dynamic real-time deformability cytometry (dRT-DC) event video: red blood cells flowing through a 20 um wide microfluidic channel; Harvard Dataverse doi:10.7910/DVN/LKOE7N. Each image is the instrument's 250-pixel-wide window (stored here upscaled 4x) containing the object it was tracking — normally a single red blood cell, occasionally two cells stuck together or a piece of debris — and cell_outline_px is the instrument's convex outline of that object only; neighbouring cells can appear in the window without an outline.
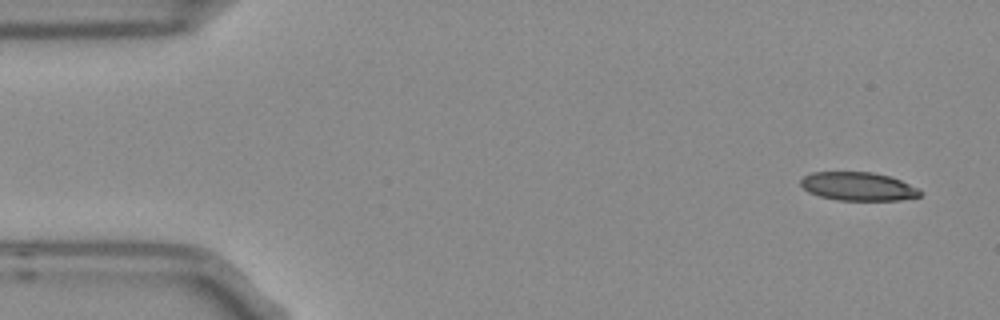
{"species": "Egyptian fruit bat (a non-hibernating species)", "species_latin": "Rousettus aegyptiacus", "temperature_condition": "room temperature", "stored_images_in_passage": 5, "camera_frame_rate_fps": 3000, "um_per_image_px": 0.085, "frame": {"image": 1, "passage_image": 1, "time_ms": 0.0, "image_size_px": [1000, 320], "cell_outline_px": [[924, 192], [920, 196], [900, 200], [836, 200], [820, 196], [808, 192], [800, 184], [800, 180], [804, 176], [812, 172], [872, 172], [888, 176], [900, 180], [920, 188]], "centroid_in_image_um": [72.96, 15.85], "position_along_channel_um": 12.0, "area_um2": 19.88}}
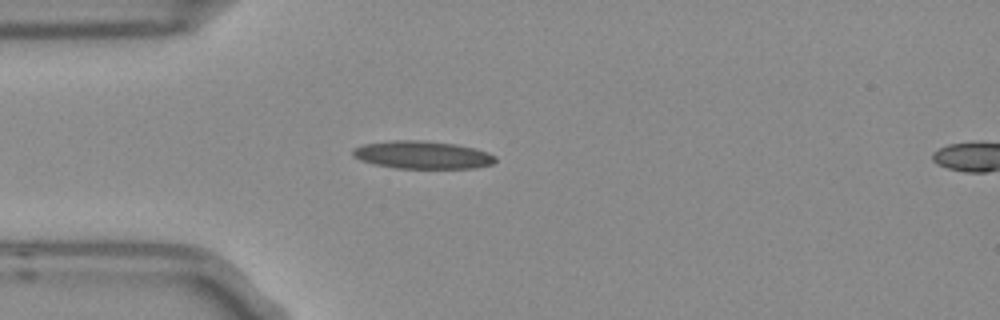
{"frame": {"image": 2, "passage_image": 4, "time_ms": 1.0, "image_size_px": [1000, 320], "cell_outline_px": [[496, 160], [492, 164], [476, 168], [396, 168], [372, 164], [360, 160], [352, 156], [352, 148], [364, 144], [392, 140], [424, 140], [456, 144], [476, 148], [488, 152], [496, 156]], "centroid_in_image_um": [35.9, 13.16], "position_along_channel_um": 49.1, "area_um2": 23.35}}